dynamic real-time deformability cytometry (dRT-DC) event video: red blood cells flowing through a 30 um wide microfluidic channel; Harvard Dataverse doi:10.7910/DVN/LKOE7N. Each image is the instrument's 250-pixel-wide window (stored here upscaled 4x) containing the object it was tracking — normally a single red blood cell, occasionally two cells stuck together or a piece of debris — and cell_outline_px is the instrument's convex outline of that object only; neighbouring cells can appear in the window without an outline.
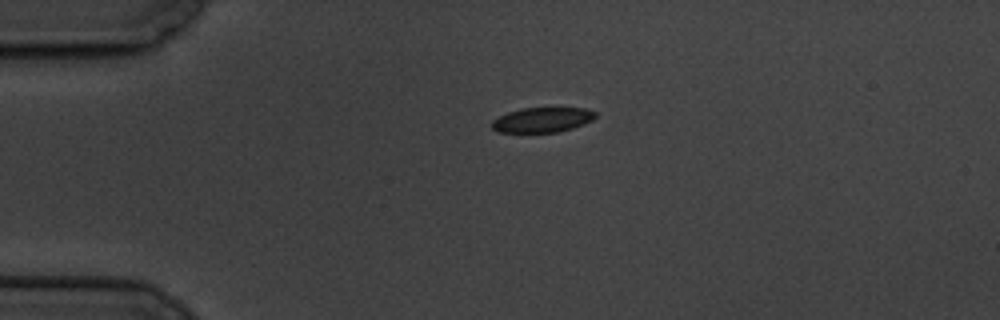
{"species": "common noctule bat (a hibernating species)", "species_latin": "Nyctalus noctula", "temperature_condition": "cold", "stored_images_in_passage": 4, "camera_frame_rate_fps": 3000, "um_per_image_px": 0.085, "animal": {"sex": "male", "body_mass_g": 19.5, "forearm_length_mm": 54.6}, "frame": {"image": 1, "passage_image": 4, "time_ms": 4.333, "image_size_px": [1000, 320], "cell_outline_px": [[596, 116], [592, 120], [584, 124], [572, 128], [556, 132], [496, 132], [492, 128], [492, 120], [508, 112], [520, 108], [584, 108], [596, 112]], "centroid_in_image_um": [46.09, 10.18], "position_along_channel_um": 38.9, "area_um2": 14.97}}